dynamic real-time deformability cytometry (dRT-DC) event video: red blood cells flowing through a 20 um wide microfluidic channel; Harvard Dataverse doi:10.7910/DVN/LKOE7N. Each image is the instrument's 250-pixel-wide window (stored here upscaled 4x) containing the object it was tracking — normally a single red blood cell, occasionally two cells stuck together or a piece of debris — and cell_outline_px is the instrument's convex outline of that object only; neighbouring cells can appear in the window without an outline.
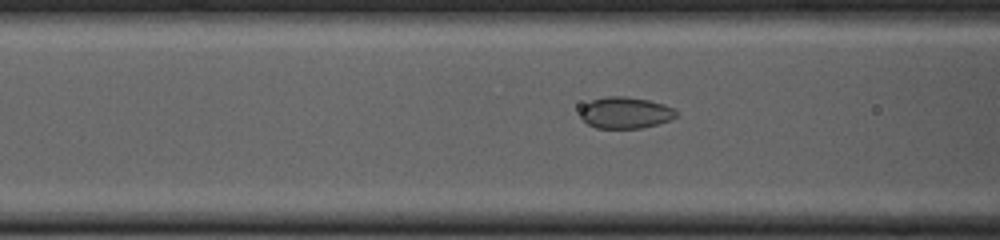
{"species": "common noctule bat (a hibernating species)", "species_latin": "Nyctalus noctula", "temperature_condition": "cold", "stored_images_in_passage": 17, "camera_frame_rate_fps": 3000, "um_per_image_px": 0.085, "animal": {"sex": "female", "body_mass_g": 23.0, "forearm_length_mm": 53.4}, "frame": {"image": 1, "passage_image": 15, "time_ms": 4.667, "image_size_px": [1000, 240], "cell_outline_px": [[676, 116], [668, 120], [656, 124], [640, 128], [596, 128], [588, 124], [580, 116], [580, 108], [584, 104], [592, 100], [604, 96], [624, 96], [648, 100], [664, 104], [676, 108]], "centroid_in_image_um": [53.13, 9.57], "position_along_channel_um": 113.5, "area_um2": 17.57}}